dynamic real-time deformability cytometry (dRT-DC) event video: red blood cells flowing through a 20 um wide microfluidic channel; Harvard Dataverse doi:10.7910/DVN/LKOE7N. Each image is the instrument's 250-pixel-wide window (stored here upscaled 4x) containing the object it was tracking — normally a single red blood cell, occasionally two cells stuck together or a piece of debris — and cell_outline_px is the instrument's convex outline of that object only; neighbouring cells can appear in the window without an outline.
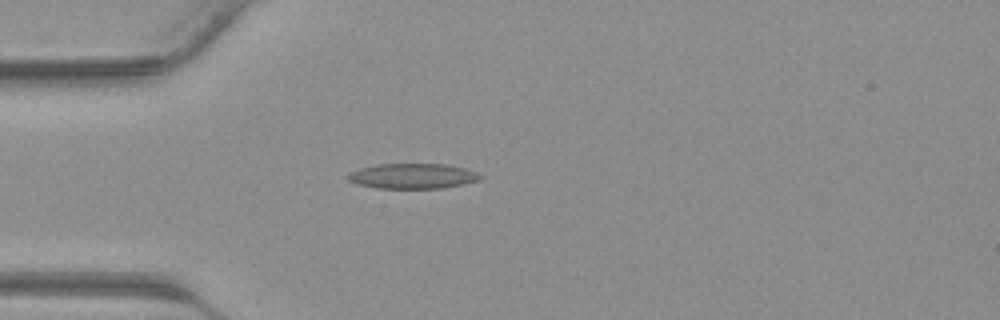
{"species": "common noctule bat (a hibernating species)", "species_latin": "Nyctalus noctula", "temperature_condition": "warm", "stored_images_in_passage": 31, "camera_frame_rate_fps": 3000, "um_per_image_px": 0.085, "animal": {"sex": "male", "body_mass_g": 23.1, "forearm_length_mm": 52.7}, "frame": {"image": 1, "passage_image": 1, "time_ms": 0.0, "image_size_px": [1000, 320], "cell_outline_px": [[484, 176], [480, 180], [464, 184], [440, 188], [376, 188], [356, 184], [348, 180], [344, 176], [348, 172], [360, 168], [376, 164], [448, 164], [468, 168]], "centroid_in_image_um": [35.07, 14.96], "position_along_channel_um": 49.9, "area_um2": 19.77}}
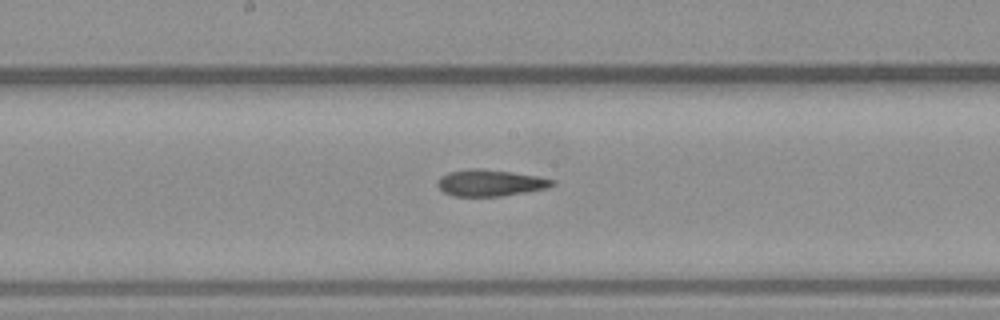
{"frame": {"image": 2, "passage_image": 11, "time_ms": 3.333, "image_size_px": [1000, 320], "cell_outline_px": [[556, 184], [548, 188], [500, 196], [452, 196], [444, 192], [436, 184], [436, 180], [440, 176], [448, 172], [468, 168], [480, 168], [512, 172], [536, 176], [556, 180]], "centroid_in_image_um": [41.64, 15.53], "position_along_channel_um": 206.6, "area_um2": 17.86}}
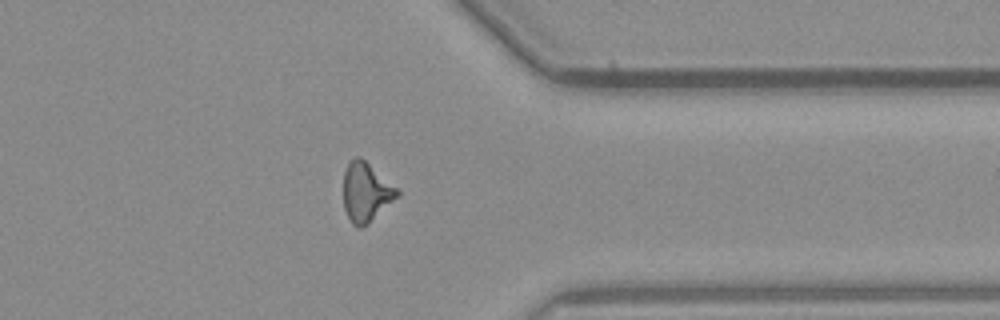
{"frame": {"image": 3, "passage_image": 22, "time_ms": 7.0, "image_size_px": [1000, 320], "cell_outline_px": [[400, 196], [368, 224], [360, 228], [356, 228], [352, 224], [344, 208], [344, 172], [348, 164], [356, 156], [360, 156], [400, 188]], "centroid_in_image_um": [31.16, 16.34], "position_along_channel_um": 380.2, "area_um2": 18.9}}